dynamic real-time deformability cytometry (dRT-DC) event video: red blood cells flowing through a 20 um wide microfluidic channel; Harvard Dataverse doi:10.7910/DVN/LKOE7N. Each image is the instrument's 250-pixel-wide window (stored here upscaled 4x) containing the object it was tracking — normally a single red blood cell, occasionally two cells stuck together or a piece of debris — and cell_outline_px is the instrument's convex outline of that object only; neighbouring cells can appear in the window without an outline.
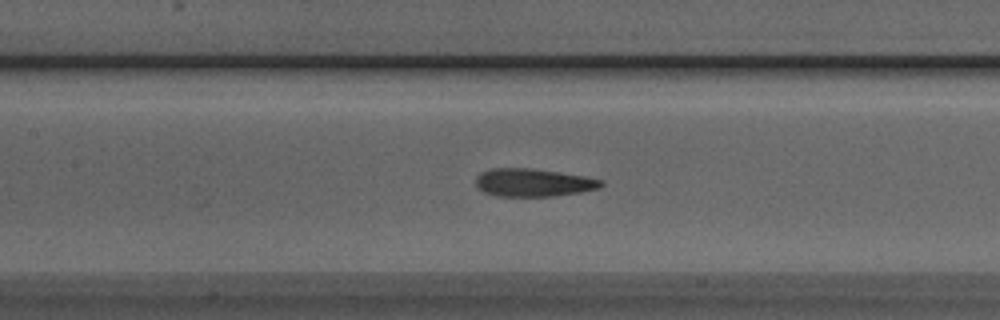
{"species": "Egyptian fruit bat (a non-hibernating species)", "species_latin": "Rousettus aegyptiacus", "temperature_condition": "room temperature", "stored_images_in_passage": 48, "camera_frame_rate_fps": 3000, "um_per_image_px": 0.085, "animal": {"sex": "male"}, "frame": {"image": 1, "passage_image": 19, "time_ms": 6.0, "image_size_px": [1000, 320], "cell_outline_px": [[604, 184], [600, 188], [580, 192], [552, 196], [496, 196], [484, 192], [476, 188], [476, 176], [480, 172], [492, 168], [532, 168], [584, 176], [604, 180]], "centroid_in_image_um": [45.31, 15.52], "position_along_channel_um": 162.1, "area_um2": 20.52}}
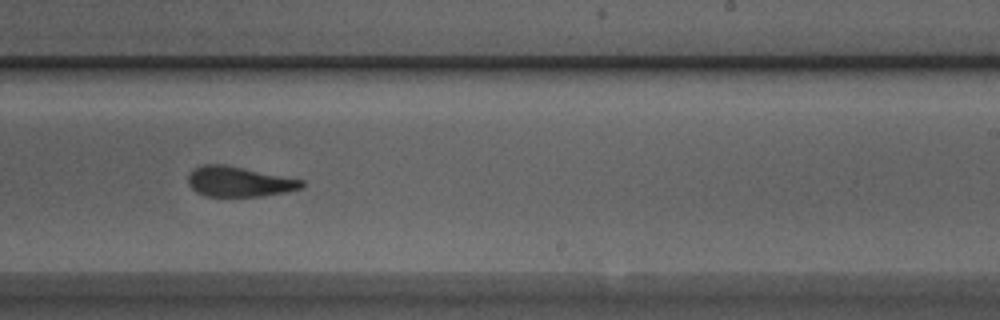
{"frame": {"image": 2, "passage_image": 27, "time_ms": 8.667, "image_size_px": [1000, 320], "cell_outline_px": [[304, 184], [300, 188], [284, 192], [260, 196], [204, 196], [196, 192], [188, 184], [188, 172], [192, 168], [204, 164], [224, 164], [304, 180]], "centroid_in_image_um": [20.25, 15.43], "position_along_channel_um": 268.8, "area_um2": 19.94}}
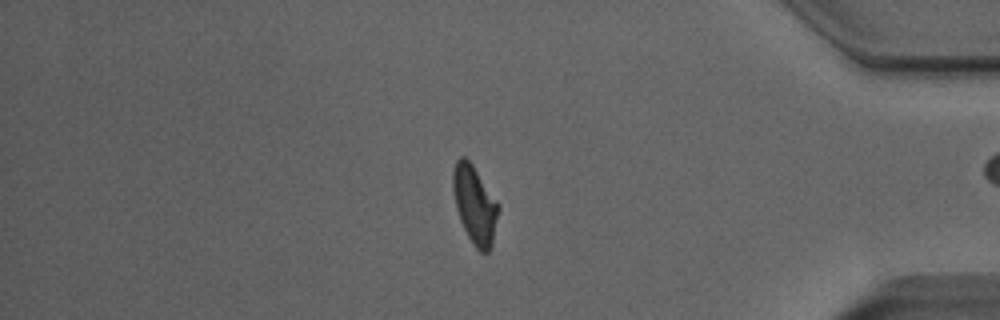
{"frame": {"image": 3, "passage_image": 39, "time_ms": 12.667, "image_size_px": [1000, 320], "cell_outline_px": [[500, 208], [492, 248], [488, 252], [480, 252], [476, 248], [468, 236], [460, 220], [456, 208], [452, 188], [452, 172], [456, 160], [460, 156], [464, 156], [472, 164], [500, 204]], "centroid_in_image_um": [40.37, 17.4], "position_along_channel_um": 394.8, "area_um2": 20.92}, "authors_computed_cell_mechanics": {"area_um2": 20.6346, "velocity_mm_per_s": 4.012, "shape_relaxation_time_tau1_ms": 5.8042, "shape_relaxation_time_tau2_ms": 1.2614, "deformation_change_tau1": 0.2137, "deformation_change_tau2": 0.1005}}